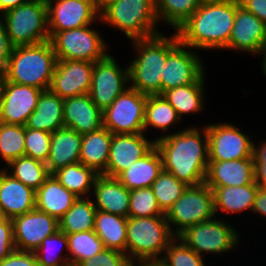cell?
<instances>
[{
    "instance_id": "cell-1",
    "label": "cell",
    "mask_w": 266,
    "mask_h": 266,
    "mask_svg": "<svg viewBox=\"0 0 266 266\" xmlns=\"http://www.w3.org/2000/svg\"><path fill=\"white\" fill-rule=\"evenodd\" d=\"M200 130L192 126L154 139L162 157L163 170L187 186L205 182L209 163L206 125Z\"/></svg>"
},
{
    "instance_id": "cell-2",
    "label": "cell",
    "mask_w": 266,
    "mask_h": 266,
    "mask_svg": "<svg viewBox=\"0 0 266 266\" xmlns=\"http://www.w3.org/2000/svg\"><path fill=\"white\" fill-rule=\"evenodd\" d=\"M239 1L203 0L176 31L182 44L191 48L224 49L234 26Z\"/></svg>"
},
{
    "instance_id": "cell-3",
    "label": "cell",
    "mask_w": 266,
    "mask_h": 266,
    "mask_svg": "<svg viewBox=\"0 0 266 266\" xmlns=\"http://www.w3.org/2000/svg\"><path fill=\"white\" fill-rule=\"evenodd\" d=\"M137 57L128 65L129 87L144 95H161V75L168 54L180 43L176 33L169 37L156 34L149 38L131 40Z\"/></svg>"
},
{
    "instance_id": "cell-4",
    "label": "cell",
    "mask_w": 266,
    "mask_h": 266,
    "mask_svg": "<svg viewBox=\"0 0 266 266\" xmlns=\"http://www.w3.org/2000/svg\"><path fill=\"white\" fill-rule=\"evenodd\" d=\"M57 57L50 41L13 47L2 69L4 81L49 90Z\"/></svg>"
},
{
    "instance_id": "cell-5",
    "label": "cell",
    "mask_w": 266,
    "mask_h": 266,
    "mask_svg": "<svg viewBox=\"0 0 266 266\" xmlns=\"http://www.w3.org/2000/svg\"><path fill=\"white\" fill-rule=\"evenodd\" d=\"M175 238L165 216L127 218L126 254L131 263L161 259Z\"/></svg>"
},
{
    "instance_id": "cell-6",
    "label": "cell",
    "mask_w": 266,
    "mask_h": 266,
    "mask_svg": "<svg viewBox=\"0 0 266 266\" xmlns=\"http://www.w3.org/2000/svg\"><path fill=\"white\" fill-rule=\"evenodd\" d=\"M100 20L124 32L130 40L161 33L155 0H116L100 13Z\"/></svg>"
},
{
    "instance_id": "cell-7",
    "label": "cell",
    "mask_w": 266,
    "mask_h": 266,
    "mask_svg": "<svg viewBox=\"0 0 266 266\" xmlns=\"http://www.w3.org/2000/svg\"><path fill=\"white\" fill-rule=\"evenodd\" d=\"M13 47L49 41L46 0H30L1 14Z\"/></svg>"
},
{
    "instance_id": "cell-8",
    "label": "cell",
    "mask_w": 266,
    "mask_h": 266,
    "mask_svg": "<svg viewBox=\"0 0 266 266\" xmlns=\"http://www.w3.org/2000/svg\"><path fill=\"white\" fill-rule=\"evenodd\" d=\"M165 217L176 237L189 226L217 218L212 189L205 183L188 186Z\"/></svg>"
},
{
    "instance_id": "cell-9",
    "label": "cell",
    "mask_w": 266,
    "mask_h": 266,
    "mask_svg": "<svg viewBox=\"0 0 266 266\" xmlns=\"http://www.w3.org/2000/svg\"><path fill=\"white\" fill-rule=\"evenodd\" d=\"M84 27L49 32L57 60H84L96 62L103 60L107 54L106 41L95 29Z\"/></svg>"
},
{
    "instance_id": "cell-10",
    "label": "cell",
    "mask_w": 266,
    "mask_h": 266,
    "mask_svg": "<svg viewBox=\"0 0 266 266\" xmlns=\"http://www.w3.org/2000/svg\"><path fill=\"white\" fill-rule=\"evenodd\" d=\"M215 219L189 226L177 237L200 256L203 253L217 255L234 250L239 244V232L224 218Z\"/></svg>"
},
{
    "instance_id": "cell-11",
    "label": "cell",
    "mask_w": 266,
    "mask_h": 266,
    "mask_svg": "<svg viewBox=\"0 0 266 266\" xmlns=\"http://www.w3.org/2000/svg\"><path fill=\"white\" fill-rule=\"evenodd\" d=\"M147 95L129 87L102 113L103 127L112 134L144 133Z\"/></svg>"
},
{
    "instance_id": "cell-12",
    "label": "cell",
    "mask_w": 266,
    "mask_h": 266,
    "mask_svg": "<svg viewBox=\"0 0 266 266\" xmlns=\"http://www.w3.org/2000/svg\"><path fill=\"white\" fill-rule=\"evenodd\" d=\"M127 83H130L128 66L122 69L108 53L103 60L94 63L89 95L94 104L104 111L129 88Z\"/></svg>"
},
{
    "instance_id": "cell-13",
    "label": "cell",
    "mask_w": 266,
    "mask_h": 266,
    "mask_svg": "<svg viewBox=\"0 0 266 266\" xmlns=\"http://www.w3.org/2000/svg\"><path fill=\"white\" fill-rule=\"evenodd\" d=\"M207 124L209 161H230L253 157L251 137L227 123Z\"/></svg>"
},
{
    "instance_id": "cell-14",
    "label": "cell",
    "mask_w": 266,
    "mask_h": 266,
    "mask_svg": "<svg viewBox=\"0 0 266 266\" xmlns=\"http://www.w3.org/2000/svg\"><path fill=\"white\" fill-rule=\"evenodd\" d=\"M189 50L190 47L180 42L168 54L161 75V94L171 88L192 83H205L204 72L206 71H204L203 61L196 52Z\"/></svg>"
},
{
    "instance_id": "cell-15",
    "label": "cell",
    "mask_w": 266,
    "mask_h": 266,
    "mask_svg": "<svg viewBox=\"0 0 266 266\" xmlns=\"http://www.w3.org/2000/svg\"><path fill=\"white\" fill-rule=\"evenodd\" d=\"M48 32L92 25L100 20L93 0H46Z\"/></svg>"
},
{
    "instance_id": "cell-16",
    "label": "cell",
    "mask_w": 266,
    "mask_h": 266,
    "mask_svg": "<svg viewBox=\"0 0 266 266\" xmlns=\"http://www.w3.org/2000/svg\"><path fill=\"white\" fill-rule=\"evenodd\" d=\"M11 220L14 244L18 251L34 252L44 238L59 230L58 219L36 208Z\"/></svg>"
},
{
    "instance_id": "cell-17",
    "label": "cell",
    "mask_w": 266,
    "mask_h": 266,
    "mask_svg": "<svg viewBox=\"0 0 266 266\" xmlns=\"http://www.w3.org/2000/svg\"><path fill=\"white\" fill-rule=\"evenodd\" d=\"M43 91L4 81L0 99V122L25 126Z\"/></svg>"
},
{
    "instance_id": "cell-18",
    "label": "cell",
    "mask_w": 266,
    "mask_h": 266,
    "mask_svg": "<svg viewBox=\"0 0 266 266\" xmlns=\"http://www.w3.org/2000/svg\"><path fill=\"white\" fill-rule=\"evenodd\" d=\"M94 62L57 60L49 90L61 98L90 92Z\"/></svg>"
},
{
    "instance_id": "cell-19",
    "label": "cell",
    "mask_w": 266,
    "mask_h": 266,
    "mask_svg": "<svg viewBox=\"0 0 266 266\" xmlns=\"http://www.w3.org/2000/svg\"><path fill=\"white\" fill-rule=\"evenodd\" d=\"M154 146L155 141H149L144 133L113 134L107 167L101 175L116 178Z\"/></svg>"
},
{
    "instance_id": "cell-20",
    "label": "cell",
    "mask_w": 266,
    "mask_h": 266,
    "mask_svg": "<svg viewBox=\"0 0 266 266\" xmlns=\"http://www.w3.org/2000/svg\"><path fill=\"white\" fill-rule=\"evenodd\" d=\"M266 42V24L240 5L236 9L234 26L224 50L261 54Z\"/></svg>"
},
{
    "instance_id": "cell-21",
    "label": "cell",
    "mask_w": 266,
    "mask_h": 266,
    "mask_svg": "<svg viewBox=\"0 0 266 266\" xmlns=\"http://www.w3.org/2000/svg\"><path fill=\"white\" fill-rule=\"evenodd\" d=\"M32 188L13 178L5 168L0 169V216L14 218L36 208Z\"/></svg>"
},
{
    "instance_id": "cell-22",
    "label": "cell",
    "mask_w": 266,
    "mask_h": 266,
    "mask_svg": "<svg viewBox=\"0 0 266 266\" xmlns=\"http://www.w3.org/2000/svg\"><path fill=\"white\" fill-rule=\"evenodd\" d=\"M102 113L91 100L89 93L64 99V127L79 134L90 133L103 127Z\"/></svg>"
},
{
    "instance_id": "cell-23",
    "label": "cell",
    "mask_w": 266,
    "mask_h": 266,
    "mask_svg": "<svg viewBox=\"0 0 266 266\" xmlns=\"http://www.w3.org/2000/svg\"><path fill=\"white\" fill-rule=\"evenodd\" d=\"M204 183L208 186L256 184L253 157L230 161H209Z\"/></svg>"
},
{
    "instance_id": "cell-24",
    "label": "cell",
    "mask_w": 266,
    "mask_h": 266,
    "mask_svg": "<svg viewBox=\"0 0 266 266\" xmlns=\"http://www.w3.org/2000/svg\"><path fill=\"white\" fill-rule=\"evenodd\" d=\"M96 210L128 218L130 190L117 178L98 175L93 184Z\"/></svg>"
},
{
    "instance_id": "cell-25",
    "label": "cell",
    "mask_w": 266,
    "mask_h": 266,
    "mask_svg": "<svg viewBox=\"0 0 266 266\" xmlns=\"http://www.w3.org/2000/svg\"><path fill=\"white\" fill-rule=\"evenodd\" d=\"M82 134L67 127L51 133V146L46 166L50 174L80 161Z\"/></svg>"
},
{
    "instance_id": "cell-26",
    "label": "cell",
    "mask_w": 266,
    "mask_h": 266,
    "mask_svg": "<svg viewBox=\"0 0 266 266\" xmlns=\"http://www.w3.org/2000/svg\"><path fill=\"white\" fill-rule=\"evenodd\" d=\"M163 171L161 154L154 146L145 156L133 163V165L116 178L130 191L151 187L153 182Z\"/></svg>"
},
{
    "instance_id": "cell-27",
    "label": "cell",
    "mask_w": 266,
    "mask_h": 266,
    "mask_svg": "<svg viewBox=\"0 0 266 266\" xmlns=\"http://www.w3.org/2000/svg\"><path fill=\"white\" fill-rule=\"evenodd\" d=\"M77 198L51 174L36 190V209L59 220L72 207Z\"/></svg>"
},
{
    "instance_id": "cell-28",
    "label": "cell",
    "mask_w": 266,
    "mask_h": 266,
    "mask_svg": "<svg viewBox=\"0 0 266 266\" xmlns=\"http://www.w3.org/2000/svg\"><path fill=\"white\" fill-rule=\"evenodd\" d=\"M63 105V98L50 90L43 91L34 112L28 118L26 128L52 133L64 127Z\"/></svg>"
},
{
    "instance_id": "cell-29",
    "label": "cell",
    "mask_w": 266,
    "mask_h": 266,
    "mask_svg": "<svg viewBox=\"0 0 266 266\" xmlns=\"http://www.w3.org/2000/svg\"><path fill=\"white\" fill-rule=\"evenodd\" d=\"M112 138L113 134L105 127L82 134L79 162L101 175L107 167Z\"/></svg>"
},
{
    "instance_id": "cell-30",
    "label": "cell",
    "mask_w": 266,
    "mask_h": 266,
    "mask_svg": "<svg viewBox=\"0 0 266 266\" xmlns=\"http://www.w3.org/2000/svg\"><path fill=\"white\" fill-rule=\"evenodd\" d=\"M209 187L213 191L216 215L220 210V212L229 214L244 212L248 209L252 211L258 190L257 184Z\"/></svg>"
},
{
    "instance_id": "cell-31",
    "label": "cell",
    "mask_w": 266,
    "mask_h": 266,
    "mask_svg": "<svg viewBox=\"0 0 266 266\" xmlns=\"http://www.w3.org/2000/svg\"><path fill=\"white\" fill-rule=\"evenodd\" d=\"M94 231L102 240L104 248L119 250L126 254L127 218L97 210Z\"/></svg>"
},
{
    "instance_id": "cell-32",
    "label": "cell",
    "mask_w": 266,
    "mask_h": 266,
    "mask_svg": "<svg viewBox=\"0 0 266 266\" xmlns=\"http://www.w3.org/2000/svg\"><path fill=\"white\" fill-rule=\"evenodd\" d=\"M204 84L192 83L163 92L161 95L174 107L178 116L182 120V115L196 114L203 110L204 107Z\"/></svg>"
},
{
    "instance_id": "cell-33",
    "label": "cell",
    "mask_w": 266,
    "mask_h": 266,
    "mask_svg": "<svg viewBox=\"0 0 266 266\" xmlns=\"http://www.w3.org/2000/svg\"><path fill=\"white\" fill-rule=\"evenodd\" d=\"M96 212L97 210L90 196L79 197L59 219V230L66 234L94 230Z\"/></svg>"
},
{
    "instance_id": "cell-34",
    "label": "cell",
    "mask_w": 266,
    "mask_h": 266,
    "mask_svg": "<svg viewBox=\"0 0 266 266\" xmlns=\"http://www.w3.org/2000/svg\"><path fill=\"white\" fill-rule=\"evenodd\" d=\"M53 175L67 190L79 198L92 195L91 189H93L94 180L99 174L78 162L58 169Z\"/></svg>"
},
{
    "instance_id": "cell-35",
    "label": "cell",
    "mask_w": 266,
    "mask_h": 266,
    "mask_svg": "<svg viewBox=\"0 0 266 266\" xmlns=\"http://www.w3.org/2000/svg\"><path fill=\"white\" fill-rule=\"evenodd\" d=\"M181 118L174 107L162 95H148L145 103L144 130L149 127L161 129L163 132L173 124H179Z\"/></svg>"
},
{
    "instance_id": "cell-36",
    "label": "cell",
    "mask_w": 266,
    "mask_h": 266,
    "mask_svg": "<svg viewBox=\"0 0 266 266\" xmlns=\"http://www.w3.org/2000/svg\"><path fill=\"white\" fill-rule=\"evenodd\" d=\"M5 169L13 178L36 191L51 175L46 163L28 156L10 161ZM11 167V168H10ZM11 169V171L9 169ZM9 171V172H8Z\"/></svg>"
},
{
    "instance_id": "cell-37",
    "label": "cell",
    "mask_w": 266,
    "mask_h": 266,
    "mask_svg": "<svg viewBox=\"0 0 266 266\" xmlns=\"http://www.w3.org/2000/svg\"><path fill=\"white\" fill-rule=\"evenodd\" d=\"M67 235L69 263L78 265L83 260L93 258L104 248L102 240L94 230L71 233Z\"/></svg>"
},
{
    "instance_id": "cell-38",
    "label": "cell",
    "mask_w": 266,
    "mask_h": 266,
    "mask_svg": "<svg viewBox=\"0 0 266 266\" xmlns=\"http://www.w3.org/2000/svg\"><path fill=\"white\" fill-rule=\"evenodd\" d=\"M203 0H155L158 21H164L177 31L199 8Z\"/></svg>"
},
{
    "instance_id": "cell-39",
    "label": "cell",
    "mask_w": 266,
    "mask_h": 266,
    "mask_svg": "<svg viewBox=\"0 0 266 266\" xmlns=\"http://www.w3.org/2000/svg\"><path fill=\"white\" fill-rule=\"evenodd\" d=\"M0 156L6 165L25 156V126L0 122Z\"/></svg>"
},
{
    "instance_id": "cell-40",
    "label": "cell",
    "mask_w": 266,
    "mask_h": 266,
    "mask_svg": "<svg viewBox=\"0 0 266 266\" xmlns=\"http://www.w3.org/2000/svg\"><path fill=\"white\" fill-rule=\"evenodd\" d=\"M187 187L184 182L165 170L159 174L151 186L158 205L164 213L182 196Z\"/></svg>"
},
{
    "instance_id": "cell-41",
    "label": "cell",
    "mask_w": 266,
    "mask_h": 266,
    "mask_svg": "<svg viewBox=\"0 0 266 266\" xmlns=\"http://www.w3.org/2000/svg\"><path fill=\"white\" fill-rule=\"evenodd\" d=\"M58 244L62 249L68 250L67 235L60 230L43 239L42 244L34 251L39 266H66L69 264L68 255L62 256L58 254L59 252L55 253L56 249L57 251L59 249L57 248Z\"/></svg>"
},
{
    "instance_id": "cell-42",
    "label": "cell",
    "mask_w": 266,
    "mask_h": 266,
    "mask_svg": "<svg viewBox=\"0 0 266 266\" xmlns=\"http://www.w3.org/2000/svg\"><path fill=\"white\" fill-rule=\"evenodd\" d=\"M165 216L151 187L130 191L128 217Z\"/></svg>"
},
{
    "instance_id": "cell-43",
    "label": "cell",
    "mask_w": 266,
    "mask_h": 266,
    "mask_svg": "<svg viewBox=\"0 0 266 266\" xmlns=\"http://www.w3.org/2000/svg\"><path fill=\"white\" fill-rule=\"evenodd\" d=\"M161 260L168 266H205L203 257L176 237L167 247Z\"/></svg>"
},
{
    "instance_id": "cell-44",
    "label": "cell",
    "mask_w": 266,
    "mask_h": 266,
    "mask_svg": "<svg viewBox=\"0 0 266 266\" xmlns=\"http://www.w3.org/2000/svg\"><path fill=\"white\" fill-rule=\"evenodd\" d=\"M51 146V133L25 126V156L46 163Z\"/></svg>"
},
{
    "instance_id": "cell-45",
    "label": "cell",
    "mask_w": 266,
    "mask_h": 266,
    "mask_svg": "<svg viewBox=\"0 0 266 266\" xmlns=\"http://www.w3.org/2000/svg\"><path fill=\"white\" fill-rule=\"evenodd\" d=\"M131 264L124 252L105 248L93 258L81 261L78 266H130Z\"/></svg>"
},
{
    "instance_id": "cell-46",
    "label": "cell",
    "mask_w": 266,
    "mask_h": 266,
    "mask_svg": "<svg viewBox=\"0 0 266 266\" xmlns=\"http://www.w3.org/2000/svg\"><path fill=\"white\" fill-rule=\"evenodd\" d=\"M15 250L12 220L0 216V262Z\"/></svg>"
},
{
    "instance_id": "cell-47",
    "label": "cell",
    "mask_w": 266,
    "mask_h": 266,
    "mask_svg": "<svg viewBox=\"0 0 266 266\" xmlns=\"http://www.w3.org/2000/svg\"><path fill=\"white\" fill-rule=\"evenodd\" d=\"M0 266H39L34 252L15 250L0 262Z\"/></svg>"
},
{
    "instance_id": "cell-48",
    "label": "cell",
    "mask_w": 266,
    "mask_h": 266,
    "mask_svg": "<svg viewBox=\"0 0 266 266\" xmlns=\"http://www.w3.org/2000/svg\"><path fill=\"white\" fill-rule=\"evenodd\" d=\"M13 46L10 43L9 37L7 35L6 26L2 16L0 15V69L2 70L8 63Z\"/></svg>"
},
{
    "instance_id": "cell-49",
    "label": "cell",
    "mask_w": 266,
    "mask_h": 266,
    "mask_svg": "<svg viewBox=\"0 0 266 266\" xmlns=\"http://www.w3.org/2000/svg\"><path fill=\"white\" fill-rule=\"evenodd\" d=\"M241 7L266 24V0H238Z\"/></svg>"
},
{
    "instance_id": "cell-50",
    "label": "cell",
    "mask_w": 266,
    "mask_h": 266,
    "mask_svg": "<svg viewBox=\"0 0 266 266\" xmlns=\"http://www.w3.org/2000/svg\"><path fill=\"white\" fill-rule=\"evenodd\" d=\"M262 144L253 143V160L255 167H266V141L262 140ZM256 144V145H255ZM260 145V146H259Z\"/></svg>"
},
{
    "instance_id": "cell-51",
    "label": "cell",
    "mask_w": 266,
    "mask_h": 266,
    "mask_svg": "<svg viewBox=\"0 0 266 266\" xmlns=\"http://www.w3.org/2000/svg\"><path fill=\"white\" fill-rule=\"evenodd\" d=\"M252 212L266 216V189L258 187Z\"/></svg>"
},
{
    "instance_id": "cell-52",
    "label": "cell",
    "mask_w": 266,
    "mask_h": 266,
    "mask_svg": "<svg viewBox=\"0 0 266 266\" xmlns=\"http://www.w3.org/2000/svg\"><path fill=\"white\" fill-rule=\"evenodd\" d=\"M30 0H0V15L4 12L8 11L9 9L15 8L24 4Z\"/></svg>"
},
{
    "instance_id": "cell-53",
    "label": "cell",
    "mask_w": 266,
    "mask_h": 266,
    "mask_svg": "<svg viewBox=\"0 0 266 266\" xmlns=\"http://www.w3.org/2000/svg\"><path fill=\"white\" fill-rule=\"evenodd\" d=\"M255 182L258 187L266 189V167H255Z\"/></svg>"
},
{
    "instance_id": "cell-54",
    "label": "cell",
    "mask_w": 266,
    "mask_h": 266,
    "mask_svg": "<svg viewBox=\"0 0 266 266\" xmlns=\"http://www.w3.org/2000/svg\"><path fill=\"white\" fill-rule=\"evenodd\" d=\"M116 0H93L96 10L101 13L106 7Z\"/></svg>"
},
{
    "instance_id": "cell-55",
    "label": "cell",
    "mask_w": 266,
    "mask_h": 266,
    "mask_svg": "<svg viewBox=\"0 0 266 266\" xmlns=\"http://www.w3.org/2000/svg\"><path fill=\"white\" fill-rule=\"evenodd\" d=\"M142 264L144 266H168L161 259L146 261V262H144Z\"/></svg>"
},
{
    "instance_id": "cell-56",
    "label": "cell",
    "mask_w": 266,
    "mask_h": 266,
    "mask_svg": "<svg viewBox=\"0 0 266 266\" xmlns=\"http://www.w3.org/2000/svg\"><path fill=\"white\" fill-rule=\"evenodd\" d=\"M261 55H264L263 56V66H262V71H263V74L266 76V42L264 44V47H263V50H262V53Z\"/></svg>"
},
{
    "instance_id": "cell-57",
    "label": "cell",
    "mask_w": 266,
    "mask_h": 266,
    "mask_svg": "<svg viewBox=\"0 0 266 266\" xmlns=\"http://www.w3.org/2000/svg\"><path fill=\"white\" fill-rule=\"evenodd\" d=\"M3 83H4L3 71L0 69V99H1V92H2Z\"/></svg>"
},
{
    "instance_id": "cell-58",
    "label": "cell",
    "mask_w": 266,
    "mask_h": 266,
    "mask_svg": "<svg viewBox=\"0 0 266 266\" xmlns=\"http://www.w3.org/2000/svg\"><path fill=\"white\" fill-rule=\"evenodd\" d=\"M130 266H144L142 263H137V265H136V263H132Z\"/></svg>"
},
{
    "instance_id": "cell-59",
    "label": "cell",
    "mask_w": 266,
    "mask_h": 266,
    "mask_svg": "<svg viewBox=\"0 0 266 266\" xmlns=\"http://www.w3.org/2000/svg\"><path fill=\"white\" fill-rule=\"evenodd\" d=\"M207 1H238V0H207Z\"/></svg>"
},
{
    "instance_id": "cell-60",
    "label": "cell",
    "mask_w": 266,
    "mask_h": 266,
    "mask_svg": "<svg viewBox=\"0 0 266 266\" xmlns=\"http://www.w3.org/2000/svg\"><path fill=\"white\" fill-rule=\"evenodd\" d=\"M66 266H78V265H75V264H67Z\"/></svg>"
}]
</instances>
